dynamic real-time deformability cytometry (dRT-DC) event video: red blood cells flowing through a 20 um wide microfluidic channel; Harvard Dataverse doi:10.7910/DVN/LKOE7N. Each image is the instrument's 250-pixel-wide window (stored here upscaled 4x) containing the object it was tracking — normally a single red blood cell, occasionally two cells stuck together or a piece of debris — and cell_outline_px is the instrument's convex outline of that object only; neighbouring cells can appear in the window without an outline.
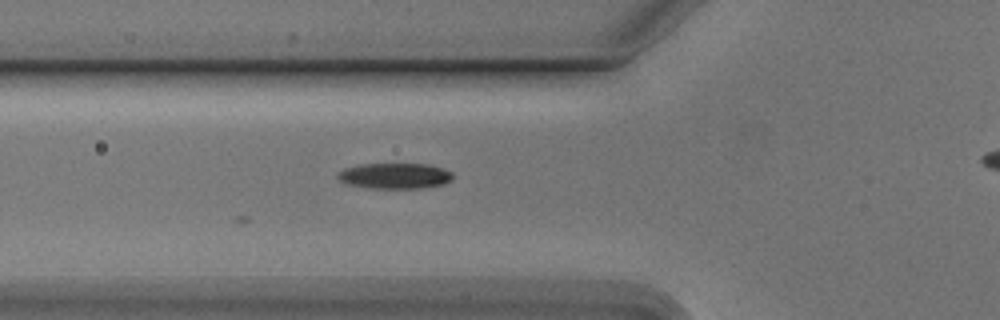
{"species": "Egyptian fruit bat (a non-hibernating species)", "species_latin": "Rousettus aegyptiacus", "temperature_condition": "cold", "stored_images_in_passage": 4, "camera_frame_rate_fps": 3000, "um_per_image_px": 0.085, "animal": {"sex": "male"}, "frame": {"image": 1, "passage_image": 4, "time_ms": 1.0, "image_size_px": [1000, 320], "cell_outline_px": [[452, 180], [444, 184], [424, 188], [368, 188], [344, 184], [336, 176], [336, 172], [344, 168], [360, 164], [428, 164], [452, 172]], "centroid_in_image_um": [33.5, 14.95], "position_along_channel_um": 92.3, "area_um2": 17.4}}